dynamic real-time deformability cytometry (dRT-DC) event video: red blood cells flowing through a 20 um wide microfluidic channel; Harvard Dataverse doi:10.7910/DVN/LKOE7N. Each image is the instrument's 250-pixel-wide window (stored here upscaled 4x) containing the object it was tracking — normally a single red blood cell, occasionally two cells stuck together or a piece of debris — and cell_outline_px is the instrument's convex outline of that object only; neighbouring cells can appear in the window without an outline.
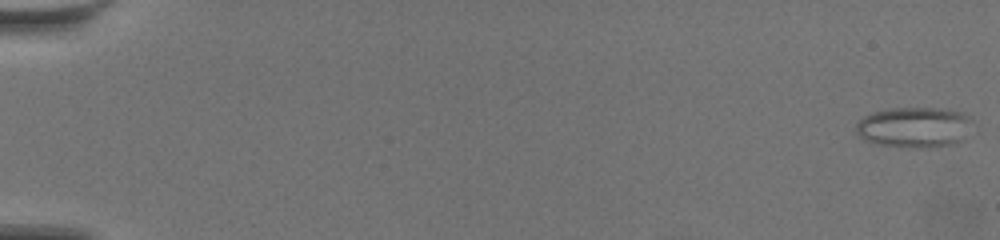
{"species": "common noctule bat (a hibernating species)", "species_latin": "Nyctalus noctula", "temperature_condition": "warm", "stored_images_in_passage": 60, "camera_frame_rate_fps": 3000, "um_per_image_px": 0.085, "animal": {"sex": "female", "body_mass_g": 19.5, "forearm_length_mm": 54.1}, "frame": {"image": 1, "passage_image": 1, "time_ms": 0.0, "image_size_px": [1000, 240], "cell_outline_px": [[972, 120], [964, 140], [952, 144], [920, 148], [916, 148], [876, 144], [864, 140], [856, 132], [856, 124], [864, 116], [872, 112], [892, 108], [936, 108], [960, 112], [968, 116]], "centroid_in_image_um": [77.69, 10.82], "position_along_channel_um": 7.3, "area_um2": 27.4}}
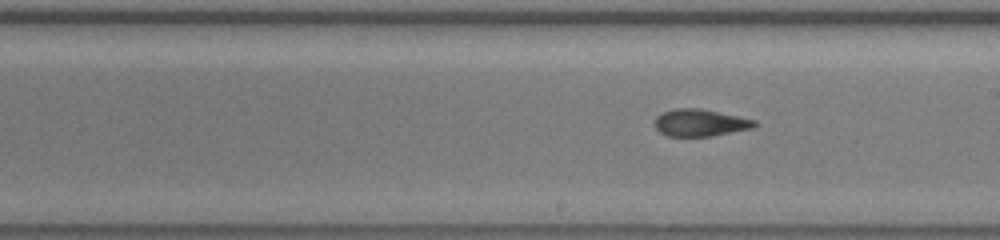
{"frame": {"image": 2, "passage_image": 36, "time_ms": 11.667, "image_size_px": [1000, 240], "cell_outline_px": [[756, 124], [752, 128], [712, 136], [668, 136], [660, 132], [656, 128], [656, 116], [664, 112], [676, 108], [700, 108], [756, 120]], "centroid_in_image_um": [59.51, 10.43], "position_along_channel_um": 229.5, "area_um2": 15.55}}
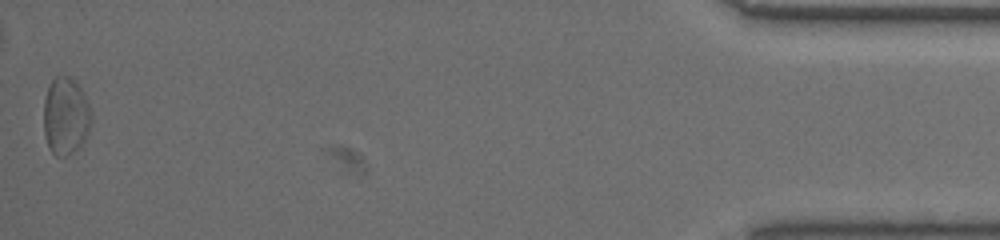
{"frame": {"image": 3, "passage_image": 60, "time_ms": 19.667, "image_size_px": [1000, 240], "cell_outline_px": [[92, 124], [84, 140], [72, 152], [64, 156], [56, 156], [52, 152], [48, 144], [44, 132], [44, 100], [48, 88], [52, 80], [56, 76], [68, 76], [80, 88], [88, 104], [92, 116]], "centroid_in_image_um": [5.58, 9.87], "position_along_channel_um": 429.6, "area_um2": 21.1}, "authors_computed_cell_mechanics": {"area_um2": 17.6868, "velocity_mm_per_s": 3.5642, "shape_relaxation_time_tau1_ms": null, "shape_relaxation_time_tau2_ms": 2.356, "deformation_change_tau1": null, "deformation_change_tau2": 0.1093}}